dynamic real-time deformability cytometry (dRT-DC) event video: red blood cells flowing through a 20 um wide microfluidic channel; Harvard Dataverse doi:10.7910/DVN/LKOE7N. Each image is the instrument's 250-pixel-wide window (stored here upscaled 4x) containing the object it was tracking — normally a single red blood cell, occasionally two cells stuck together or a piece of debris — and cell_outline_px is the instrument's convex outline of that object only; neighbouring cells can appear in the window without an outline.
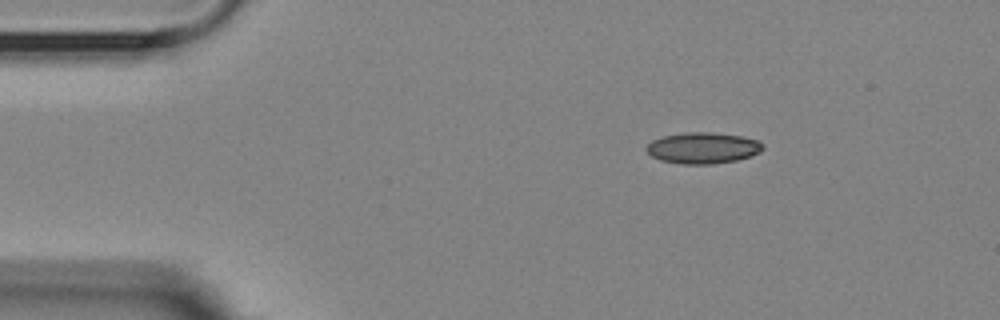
{"species": "Egyptian fruit bat (a non-hibernating species)", "species_latin": "Rousettus aegyptiacus", "temperature_condition": "room temperature", "stored_images_in_passage": 3, "camera_frame_rate_fps": 3000, "um_per_image_px": 0.085, "animal": {"sex": "female"}, "frame": {"image": 1, "passage_image": 1, "time_ms": 0.0, "image_size_px": [1000, 320], "cell_outline_px": [[764, 148], [760, 152], [752, 156], [736, 160], [712, 164], [680, 164], [660, 160], [652, 156], [644, 148], [652, 140], [664, 136], [688, 132], [712, 132], [740, 136], [756, 140], [764, 144]], "centroid_in_image_um": [59.75, 12.58], "position_along_channel_um": 25.3, "area_um2": 21.15}}